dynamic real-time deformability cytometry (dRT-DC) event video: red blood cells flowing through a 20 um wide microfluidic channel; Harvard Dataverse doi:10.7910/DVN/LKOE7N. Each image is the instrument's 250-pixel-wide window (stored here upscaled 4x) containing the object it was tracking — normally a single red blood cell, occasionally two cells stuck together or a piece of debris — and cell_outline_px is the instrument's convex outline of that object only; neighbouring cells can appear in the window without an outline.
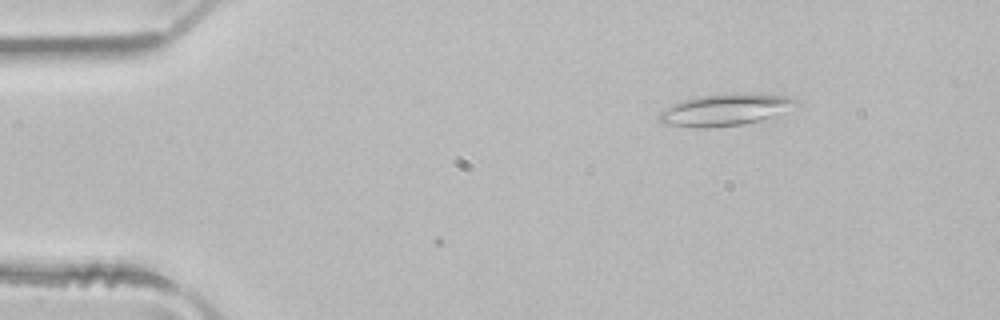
{"species": "common noctule bat (a hibernating species)", "species_latin": "Nyctalus noctula", "temperature_condition": "room temperature", "stored_images_in_passage": 2, "camera_frame_rate_fps": 3000, "um_per_image_px": 0.085, "animal": {"sex": "male", "body_mass_g": 21.5, "forearm_length_mm": 52.0}, "frame": {"image": 1, "passage_image": 2, "time_ms": 0.333, "image_size_px": [1000, 320], "cell_outline_px": [[800, 104], [776, 116], [760, 120], [740, 124], [708, 128], [696, 128], [660, 124], [660, 112], [664, 108], [680, 100], [696, 96], [736, 92], [744, 92], [788, 96], [796, 100]], "centroid_in_image_um": [61.63, 9.31], "position_along_channel_um": 23.4, "area_um2": 25.84}}